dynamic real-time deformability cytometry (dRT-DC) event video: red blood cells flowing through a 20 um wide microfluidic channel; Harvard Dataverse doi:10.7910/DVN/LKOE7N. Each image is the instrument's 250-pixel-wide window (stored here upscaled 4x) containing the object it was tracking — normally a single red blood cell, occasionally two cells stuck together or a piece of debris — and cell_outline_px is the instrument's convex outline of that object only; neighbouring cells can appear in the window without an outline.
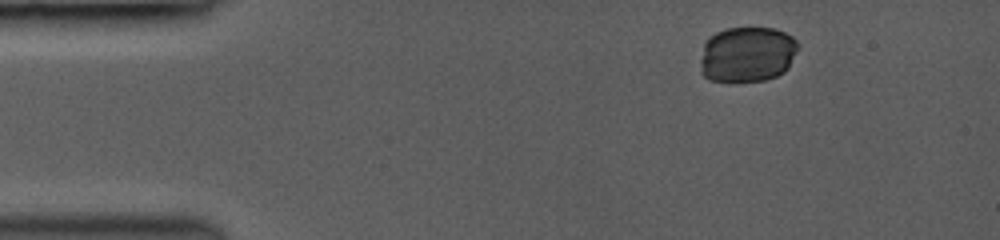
{"species": "common noctule bat (a hibernating species)", "species_latin": "Nyctalus noctula", "temperature_condition": "room temperature", "stored_images_in_passage": 4, "camera_frame_rate_fps": 3000, "um_per_image_px": 0.085, "animal": {"sex": "female", "body_mass_g": 19.0, "forearm_length_mm": 53.3}, "frame": {"image": 1, "passage_image": 1, "time_ms": 0.0, "image_size_px": [1000, 240], "cell_outline_px": [[800, 44], [788, 68], [784, 72], [776, 76], [764, 80], [708, 80], [700, 72], [700, 60], [704, 40], [708, 36], [724, 28], [776, 28], [792, 36]], "centroid_in_image_um": [63.49, 4.59], "position_along_channel_um": 21.5, "area_um2": 31.91}}